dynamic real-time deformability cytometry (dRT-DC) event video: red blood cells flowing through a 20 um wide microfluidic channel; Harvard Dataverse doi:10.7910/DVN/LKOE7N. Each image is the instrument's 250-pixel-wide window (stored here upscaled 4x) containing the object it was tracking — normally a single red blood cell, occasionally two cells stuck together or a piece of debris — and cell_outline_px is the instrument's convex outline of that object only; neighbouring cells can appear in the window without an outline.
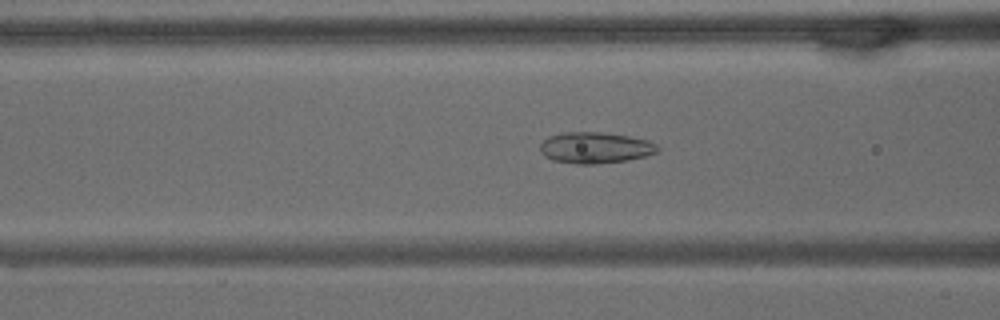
{"species": "common noctule bat (a hibernating species)", "species_latin": "Nyctalus noctula", "temperature_condition": "warm", "stored_images_in_passage": 9, "camera_frame_rate_fps": 3000, "um_per_image_px": 0.085, "animal": {"sex": "male", "body_mass_g": 15.6}, "frame": {"image": 1, "passage_image": 6, "time_ms": 1.667, "image_size_px": [1000, 320], "cell_outline_px": [[660, 148], [656, 152], [644, 156], [628, 160], [596, 164], [576, 164], [552, 160], [544, 156], [540, 152], [540, 144], [548, 136], [564, 132], [600, 132], [628, 136], [648, 140], [656, 144]], "centroid_in_image_um": [50.56, 12.56], "position_along_channel_um": 116.0, "area_um2": 21.39}}